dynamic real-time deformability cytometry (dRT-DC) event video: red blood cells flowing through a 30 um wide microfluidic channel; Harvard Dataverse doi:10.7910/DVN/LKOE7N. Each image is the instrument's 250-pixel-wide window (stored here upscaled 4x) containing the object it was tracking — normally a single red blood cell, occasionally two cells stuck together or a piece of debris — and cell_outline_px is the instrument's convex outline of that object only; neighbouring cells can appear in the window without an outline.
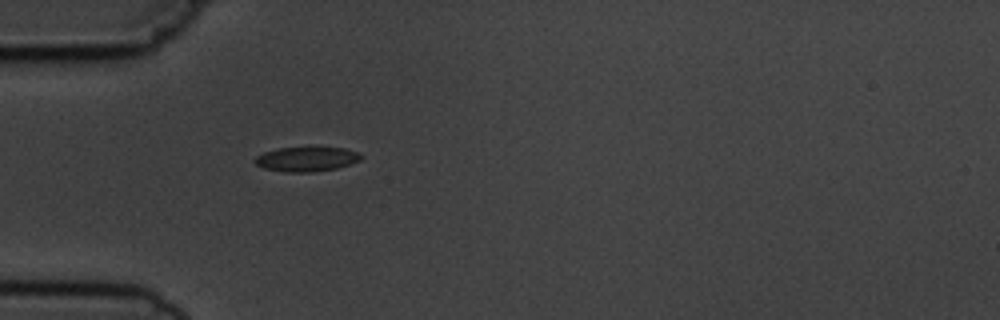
{"species": "common noctule bat (a hibernating species)", "species_latin": "Nyctalus noctula", "temperature_condition": "cold", "stored_images_in_passage": 1, "camera_frame_rate_fps": 3000, "um_per_image_px": 0.085, "animal": {"sex": "male", "body_mass_g": 19.5, "forearm_length_mm": 54.6}, "frame": {"image": 1, "passage_image": 1, "time_ms": 0.0, "image_size_px": [1000, 320], "cell_outline_px": [[364, 156], [360, 160], [336, 168], [312, 172], [284, 172], [264, 168], [256, 164], [252, 160], [256, 156], [264, 152], [280, 148], [344, 148], [356, 152]], "centroid_in_image_um": [26.02, 13.53], "position_along_channel_um": 59.0, "area_um2": 14.97}}